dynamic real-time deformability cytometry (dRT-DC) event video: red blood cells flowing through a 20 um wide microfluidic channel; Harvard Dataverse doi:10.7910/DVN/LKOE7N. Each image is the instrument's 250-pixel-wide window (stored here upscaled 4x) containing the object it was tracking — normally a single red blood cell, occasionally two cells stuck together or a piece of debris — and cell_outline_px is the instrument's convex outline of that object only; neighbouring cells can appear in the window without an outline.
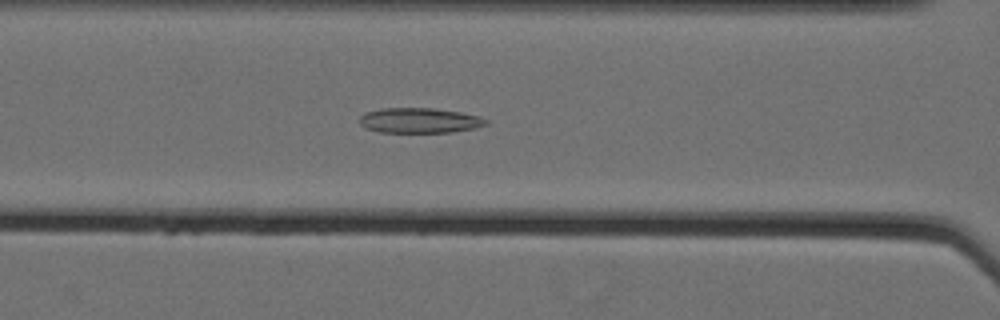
{"species": "Egyptian fruit bat (a non-hibernating species)", "species_latin": "Rousettus aegyptiacus", "temperature_condition": "cold", "stored_images_in_passage": 41, "camera_frame_rate_fps": 3000, "um_per_image_px": 0.085, "animal": {"sex": "female"}, "frame": {"image": 1, "passage_image": 9, "time_ms": 2.667, "image_size_px": [1000, 320], "cell_outline_px": [[488, 124], [476, 128], [452, 132], [380, 132], [364, 128], [360, 124], [360, 116], [364, 112], [380, 108], [432, 108], [460, 112], [480, 116], [488, 120]], "centroid_in_image_um": [35.65, 10.24], "position_along_channel_um": 130.9, "area_um2": 18.67}}
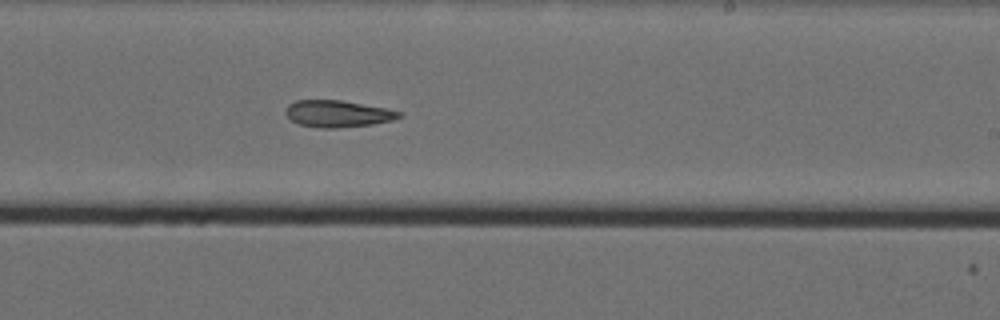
{"frame": {"image": 2, "passage_image": 20, "time_ms": 6.333, "image_size_px": [1000, 320], "cell_outline_px": [[404, 112], [400, 116], [392, 120], [372, 124], [336, 128], [320, 128], [300, 124], [292, 120], [284, 112], [288, 104], [296, 100], [340, 100], [384, 108]], "centroid_in_image_um": [28.68, 9.66], "position_along_channel_um": 260.3, "area_um2": 17.51}}
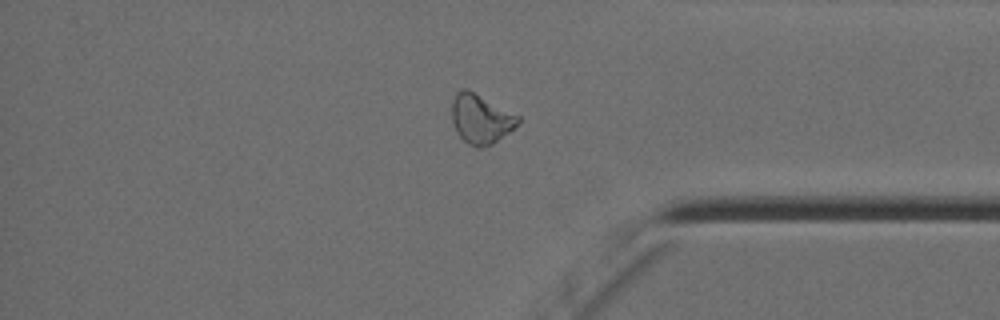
{"frame": {"image": 3, "passage_image": 32, "time_ms": 10.333, "image_size_px": [1000, 320], "cell_outline_px": [[520, 120], [508, 132], [492, 144], [480, 148], [476, 148], [468, 144], [456, 132], [452, 124], [452, 100], [456, 92], [464, 88], [468, 88], [520, 116]], "centroid_in_image_um": [40.83, 10.09], "position_along_channel_um": 394.4, "area_um2": 19.07}, "authors_computed_cell_mechanics": {"area_um2": 18.496, "velocity_mm_per_s": 3.5342, "shape_relaxation_time_tau1_ms": null, "shape_relaxation_time_tau2_ms": 10.7488, "deformation_change_tau1": null, "deformation_change_tau2": 0.208}}